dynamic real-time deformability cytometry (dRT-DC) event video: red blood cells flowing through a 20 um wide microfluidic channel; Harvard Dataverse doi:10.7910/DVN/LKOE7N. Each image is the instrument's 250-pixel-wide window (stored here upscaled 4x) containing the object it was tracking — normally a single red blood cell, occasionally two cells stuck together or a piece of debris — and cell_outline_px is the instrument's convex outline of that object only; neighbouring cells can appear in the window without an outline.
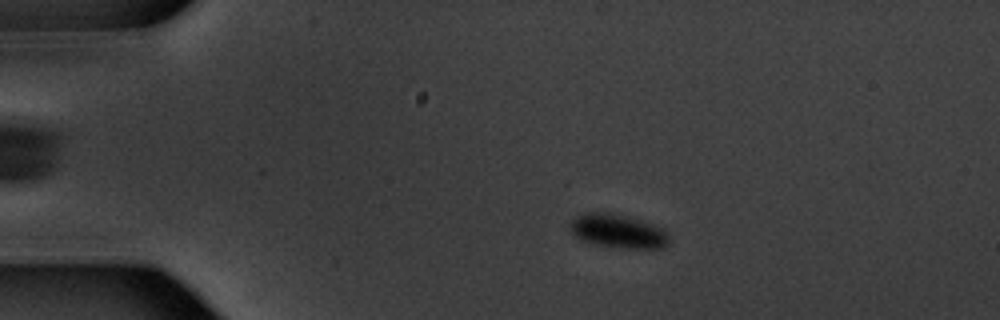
{"species": "common noctule bat (a hibernating species)", "species_latin": "Nyctalus noctula", "temperature_condition": "warm", "stored_images_in_passage": 52, "camera_frame_rate_fps": 3000, "um_per_image_px": 0.085, "animal": {"sex": "male", "body_mass_g": 20.1, "forearm_length_mm": 53.5}, "frame": {"image": 1, "passage_image": 8, "time_ms": 2.333, "image_size_px": [1000, 320], "cell_outline_px": [[668, 244], [664, 248], [620, 248], [596, 244], [580, 240], [572, 232], [572, 220], [576, 216], [584, 212], [608, 212], [624, 216], [652, 224], [664, 228], [668, 236]], "centroid_in_image_um": [52.54, 19.65], "position_along_channel_um": 32.5, "area_um2": 19.25}}
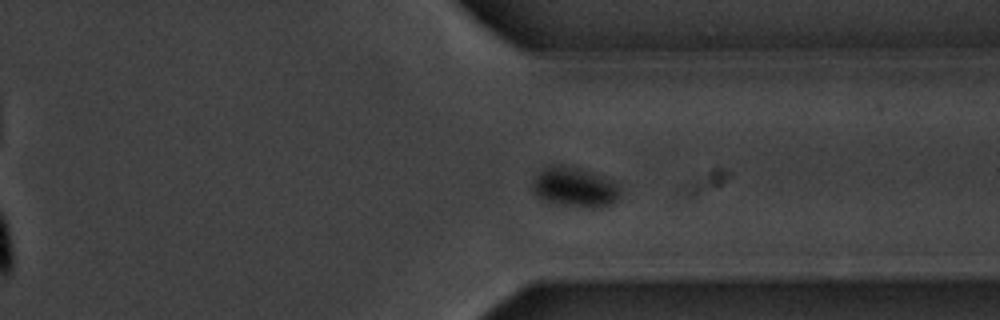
{"frame": {"image": 2, "passage_image": 39, "time_ms": 12.667, "image_size_px": [1000, 320], "cell_outline_px": [[620, 196], [612, 204], [600, 208], [588, 208], [560, 204], [544, 200], [532, 192], [532, 180], [544, 168], [552, 164], [568, 164], [580, 168], [612, 180], [620, 188]], "centroid_in_image_um": [48.85, 15.9], "position_along_channel_um": 362.6, "area_um2": 20.58}}
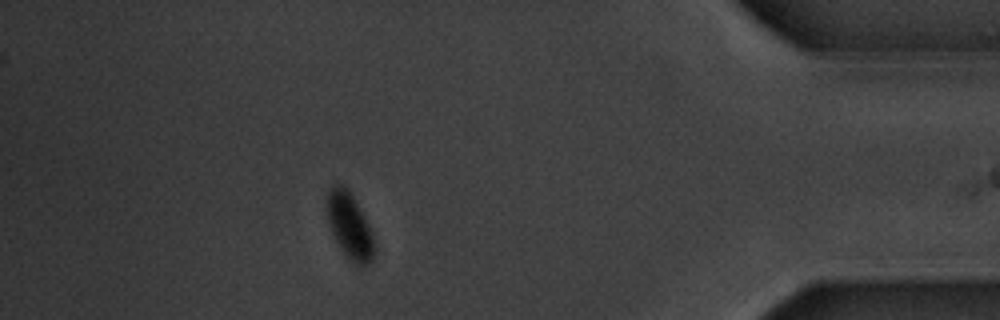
{"frame": {"image": 3, "passage_image": 46, "time_ms": 15.0, "image_size_px": [1000, 320], "cell_outline_px": [[372, 260], [368, 264], [360, 268], [352, 264], [344, 256], [332, 232], [328, 220], [328, 192], [332, 184], [336, 180], [344, 184], [348, 188], [360, 208], [372, 232]], "centroid_in_image_um": [29.7, 19.18], "position_along_channel_um": 405.5, "area_um2": 18.21}, "authors_computed_cell_mechanics": {"area_um2": 19.4497, "velocity_mm_per_s": 3.7071, "shape_relaxation_time_tau1_ms": 2.1156, "shape_relaxation_time_tau2_ms": null, "deformation_change_tau1": 0.072, "deformation_change_tau2": null}}